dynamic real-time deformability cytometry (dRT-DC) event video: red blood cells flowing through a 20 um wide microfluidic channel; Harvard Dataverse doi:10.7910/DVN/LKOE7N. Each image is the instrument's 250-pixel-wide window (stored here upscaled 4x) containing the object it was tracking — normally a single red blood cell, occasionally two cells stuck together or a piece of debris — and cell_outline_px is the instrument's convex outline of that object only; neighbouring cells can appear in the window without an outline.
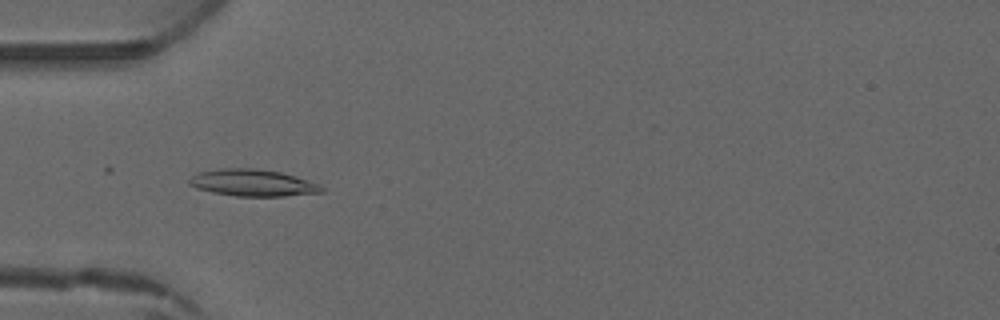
{"species": "common noctule bat (a hibernating species)", "species_latin": "Nyctalus noctula", "temperature_condition": "warm", "stored_images_in_passage": 5, "camera_frame_rate_fps": 3000, "um_per_image_px": 0.085, "animal": {"sex": "male", "forearm_length_mm": 52.5}, "frame": {"image": 1, "passage_image": 4, "time_ms": 3.667, "image_size_px": [1000, 320], "cell_outline_px": [[324, 192], [284, 196], [236, 196], [212, 192], [196, 188], [188, 184], [188, 180], [196, 172], [220, 168], [252, 168], [280, 172], [320, 184], [324, 188]], "centroid_in_image_um": [21.45, 15.54], "position_along_channel_um": 63.6, "area_um2": 20.69}}
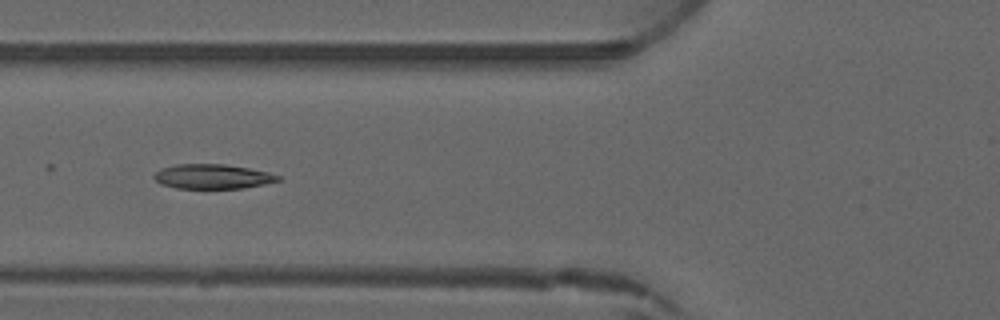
{"frame": {"image": 2, "passage_image": 5, "time_ms": 4.667, "image_size_px": [1000, 320], "cell_outline_px": [[280, 180], [264, 184], [244, 188], [176, 188], [160, 184], [152, 176], [160, 168], [176, 164], [224, 164], [248, 168], [268, 172], [280, 176]], "centroid_in_image_um": [18.03, 15.0], "position_along_channel_um": 107.8, "area_um2": 17.74}}